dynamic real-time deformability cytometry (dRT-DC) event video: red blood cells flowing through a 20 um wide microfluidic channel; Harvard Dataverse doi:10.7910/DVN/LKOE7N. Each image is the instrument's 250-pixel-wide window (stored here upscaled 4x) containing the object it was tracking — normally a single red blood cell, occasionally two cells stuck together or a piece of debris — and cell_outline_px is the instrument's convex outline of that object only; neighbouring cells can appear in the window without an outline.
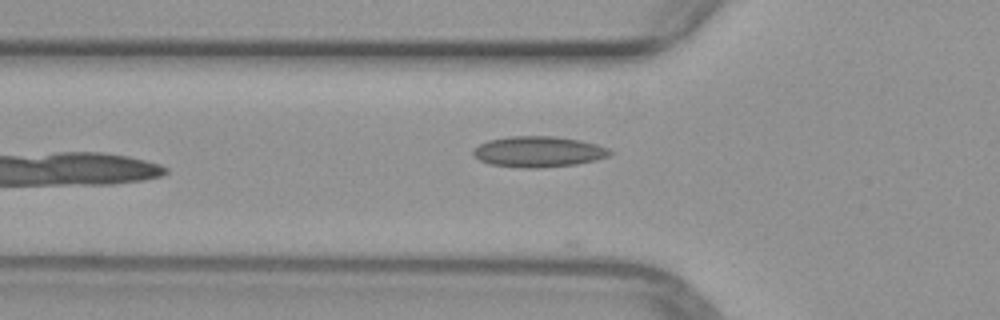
{"species": "common noctule bat (a hibernating species)", "species_latin": "Nyctalus noctula", "temperature_condition": "warm", "stored_images_in_passage": 8, "camera_frame_rate_fps": 3000, "um_per_image_px": 0.085, "animal": {"sex": "female", "body_mass_g": 29.2, "forearm_length_mm": 56.3}, "frame": {"image": 1, "passage_image": 2, "time_ms": 0.333, "image_size_px": [1000, 320], "cell_outline_px": [[612, 152], [608, 156], [596, 160], [576, 164], [540, 168], [520, 168], [488, 164], [480, 160], [472, 152], [480, 144], [488, 140], [508, 136], [556, 136], [580, 140], [596, 144], [608, 148]], "centroid_in_image_um": [45.77, 12.89], "position_along_channel_um": 80.0, "area_um2": 24.57}}